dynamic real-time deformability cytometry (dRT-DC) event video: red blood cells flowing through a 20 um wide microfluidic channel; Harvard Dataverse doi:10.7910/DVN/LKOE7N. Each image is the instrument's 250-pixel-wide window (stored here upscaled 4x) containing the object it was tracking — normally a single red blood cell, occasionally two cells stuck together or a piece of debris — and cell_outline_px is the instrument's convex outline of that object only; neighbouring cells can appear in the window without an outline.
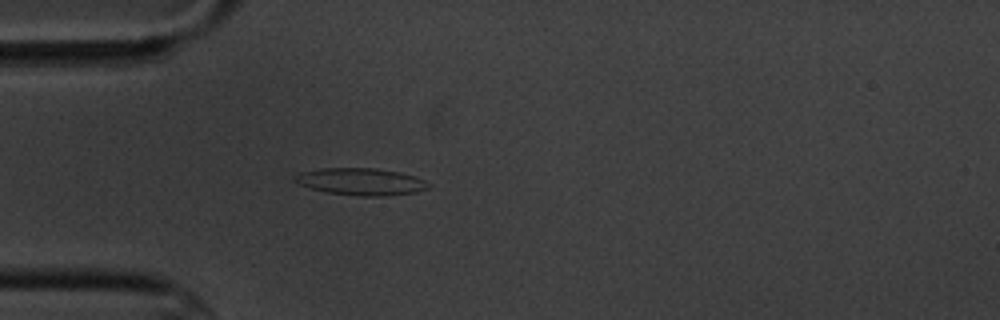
{"species": "common noctule bat (a hibernating species)", "species_latin": "Nyctalus noctula", "temperature_condition": "cold", "stored_images_in_passage": 4, "camera_frame_rate_fps": 3000, "um_per_image_px": 0.085, "animal": {"sex": "male", "body_mass_g": 20.1, "forearm_length_mm": 53.5}, "frame": {"image": 1, "passage_image": 4, "time_ms": 3.333, "image_size_px": [1000, 320], "cell_outline_px": [[432, 184], [428, 188], [416, 192], [380, 196], [360, 196], [328, 192], [312, 188], [300, 184], [292, 180], [292, 176], [300, 172], [320, 168], [376, 168], [400, 172], [416, 176]], "centroid_in_image_um": [30.68, 15.42], "position_along_channel_um": 54.3, "area_um2": 21.1}}